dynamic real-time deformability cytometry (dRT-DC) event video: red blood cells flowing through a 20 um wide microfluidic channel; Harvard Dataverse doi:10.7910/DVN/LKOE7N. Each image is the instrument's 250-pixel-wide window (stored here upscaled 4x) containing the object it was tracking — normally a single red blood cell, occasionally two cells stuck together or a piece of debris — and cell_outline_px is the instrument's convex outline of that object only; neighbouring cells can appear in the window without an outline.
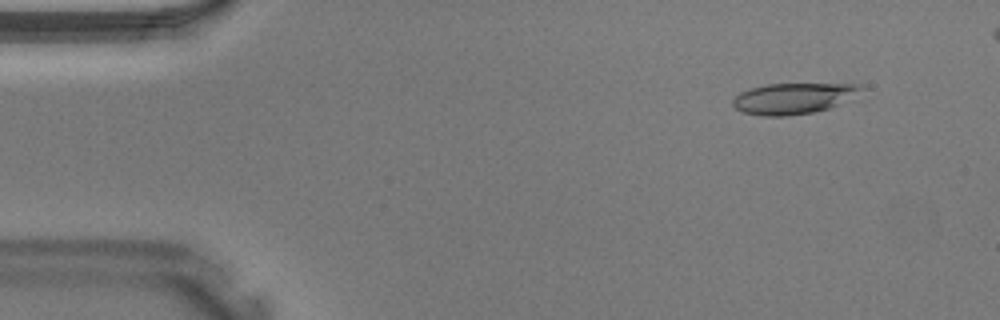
{"species": "Egyptian fruit bat (a non-hibernating species)", "species_latin": "Rousettus aegyptiacus", "temperature_condition": "warm", "stored_images_in_passage": 39, "camera_frame_rate_fps": 3000, "um_per_image_px": 0.085, "animal": {"sex": "male"}, "frame": {"image": 1, "passage_image": 4, "time_ms": 1.0, "image_size_px": [1000, 320], "cell_outline_px": [[868, 88], [828, 108], [812, 112], [788, 116], [764, 116], [744, 112], [736, 108], [732, 104], [732, 100], [740, 92], [748, 88], [768, 84], [860, 84]], "centroid_in_image_um": [67.4, 8.35], "position_along_channel_um": 17.6, "area_um2": 22.83}}
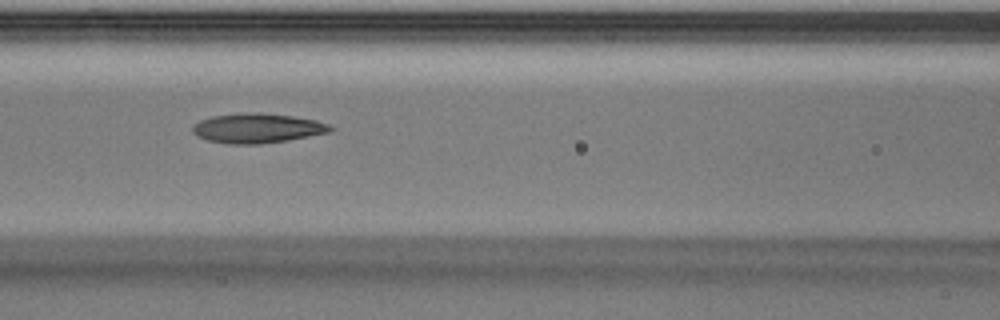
{"frame": {"image": 2, "passage_image": 17, "time_ms": 5.333, "image_size_px": [1000, 320], "cell_outline_px": [[336, 128], [328, 132], [288, 140], [260, 144], [228, 144], [208, 140], [196, 136], [192, 132], [192, 124], [200, 120], [212, 116], [252, 112], [292, 116], [316, 120], [328, 124]], "centroid_in_image_um": [21.84, 10.9], "position_along_channel_um": 144.8, "area_um2": 23.7}}
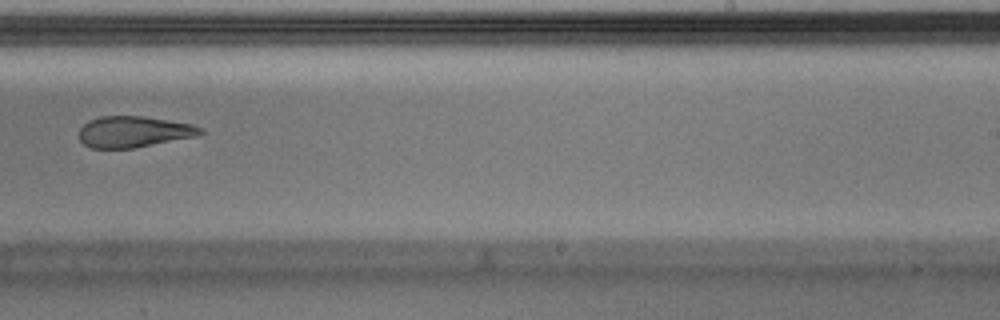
{"frame": {"image": 3, "passage_image": 25, "time_ms": 8.0, "image_size_px": [1000, 320], "cell_outline_px": [[204, 132], [196, 136], [132, 148], [88, 148], [80, 140], [80, 128], [88, 120], [100, 116], [144, 116], [192, 124], [204, 128]], "centroid_in_image_um": [11.36, 11.19], "position_along_channel_um": 277.6, "area_um2": 21.96}}